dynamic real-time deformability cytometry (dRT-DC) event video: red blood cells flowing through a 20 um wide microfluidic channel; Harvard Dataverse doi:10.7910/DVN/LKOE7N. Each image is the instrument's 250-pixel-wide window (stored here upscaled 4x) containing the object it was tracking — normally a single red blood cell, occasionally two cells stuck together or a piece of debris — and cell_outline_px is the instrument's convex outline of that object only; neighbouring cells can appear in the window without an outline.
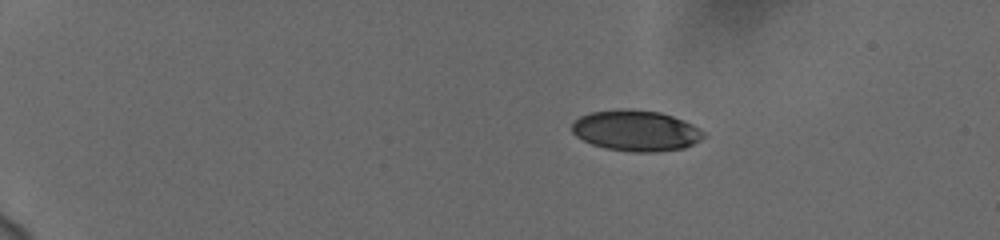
{"species": "human", "species_latin": "Homo sapiens", "temperature_condition": "cold", "stored_images_in_passage": 46, "camera_frame_rate_fps": 3000, "um_per_image_px": 0.085, "donor": {"sex": "female"}, "frame": {"image": 1, "passage_image": 1, "time_ms": 0.0, "image_size_px": [1000, 240], "cell_outline_px": [[704, 136], [700, 140], [684, 148], [656, 152], [636, 152], [604, 148], [592, 144], [576, 136], [572, 132], [572, 124], [580, 116], [592, 112], [660, 112], [672, 116], [692, 124], [704, 132]], "centroid_in_image_um": [54.08, 11.16], "position_along_channel_um": 30.9, "area_um2": 30.17}}
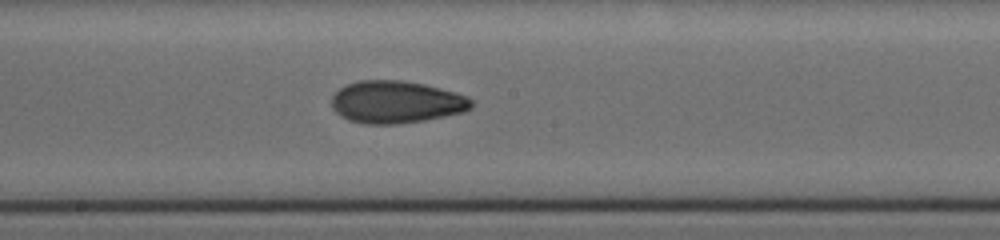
{"frame": {"image": 2, "passage_image": 24, "time_ms": 7.667, "image_size_px": [1000, 240], "cell_outline_px": [[472, 108], [464, 112], [424, 120], [396, 124], [364, 124], [348, 120], [340, 116], [332, 108], [332, 96], [340, 88], [348, 84], [360, 80], [400, 80], [424, 84], [468, 96], [472, 100]], "centroid_in_image_um": [33.66, 8.68], "position_along_channel_um": 214.5, "area_um2": 34.45}}
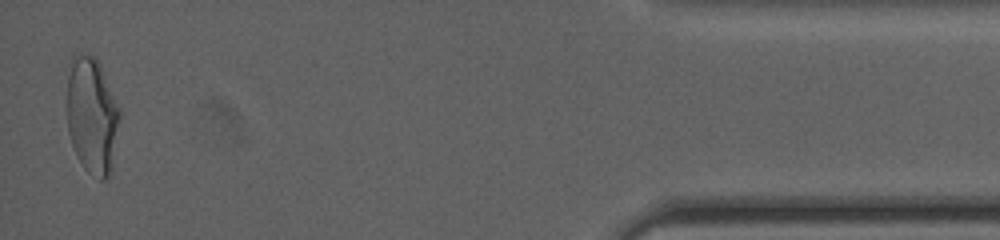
{"frame": {"image": 3, "passage_image": 46, "time_ms": 15.0, "image_size_px": [1000, 240], "cell_outline_px": [[120, 116], [112, 172], [104, 180], [100, 180], [88, 172], [84, 168], [76, 156], [68, 132], [68, 76], [72, 56], [76, 52], [80, 52], [96, 56], [100, 64], [120, 108]], "centroid_in_image_um": [7.84, 9.82], "position_along_channel_um": 427.4, "area_um2": 36.18}, "authors_computed_cell_mechanics": {"area_um2": 33.2928, "velocity_mm_per_s": 3.7661, "shape_relaxation_time_tau1_ms": 7.4386, "shape_relaxation_time_tau2_ms": 2.7129, "deformation_change_tau1": 0.202, "deformation_change_tau2": 0.0776}}